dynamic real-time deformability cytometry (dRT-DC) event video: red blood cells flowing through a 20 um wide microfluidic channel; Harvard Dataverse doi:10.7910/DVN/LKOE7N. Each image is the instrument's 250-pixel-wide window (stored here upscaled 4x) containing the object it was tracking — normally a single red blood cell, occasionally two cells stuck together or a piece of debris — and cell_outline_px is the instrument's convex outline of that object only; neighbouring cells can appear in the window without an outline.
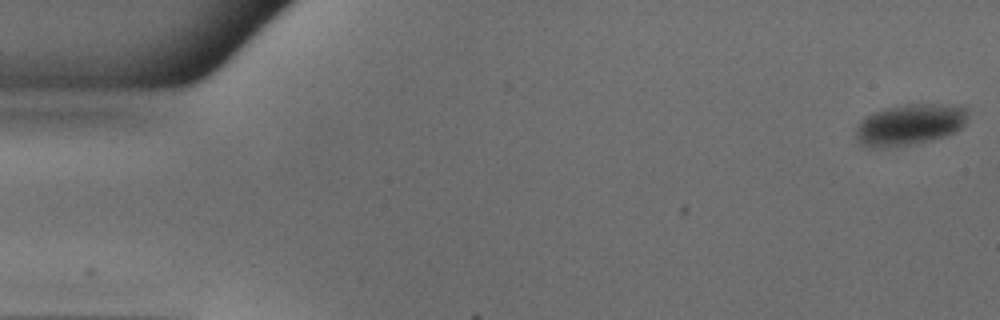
{"species": "common noctule bat (a hibernating species)", "species_latin": "Nyctalus noctula", "temperature_condition": "warm", "stored_images_in_passage": 52, "segment_of_instrument_passage": [1, 2], "camera_frame_rate_fps": 3000, "um_per_image_px": 0.085, "animal": {"sex": "male", "body_mass_g": 18.8}, "frame": {"image": 1, "passage_image": 1, "time_ms": 0.0, "image_size_px": [1000, 320], "cell_outline_px": [[968, 120], [956, 132], [932, 140], [884, 148], [872, 148], [860, 144], [856, 136], [856, 128], [860, 120], [864, 116], [872, 112], [884, 108], [904, 104], [948, 104], [968, 108]], "centroid_in_image_um": [77.32, 10.57], "position_along_channel_um": 7.7, "area_um2": 27.17}}
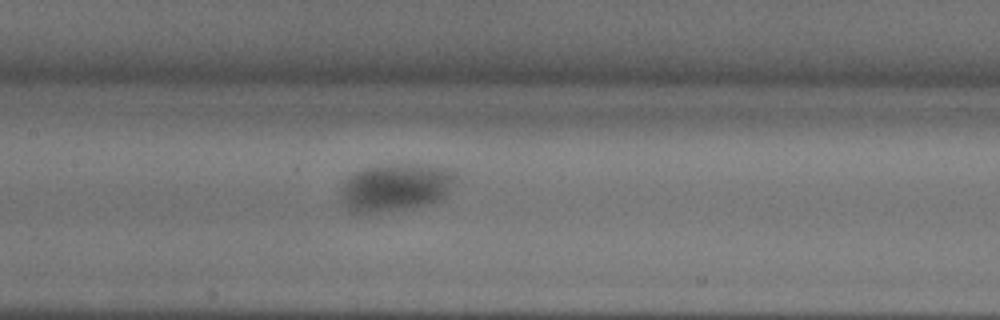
{"frame": {"image": 2, "passage_image": 24, "time_ms": 7.667, "image_size_px": [1000, 320], "cell_outline_px": [[456, 176], [448, 192], [444, 196], [428, 204], [356, 216], [348, 212], [344, 204], [344, 180], [348, 176], [364, 168], [388, 164], [416, 164], [444, 168], [452, 172]], "centroid_in_image_um": [33.57, 15.94], "position_along_channel_um": 173.8, "area_um2": 31.56}}
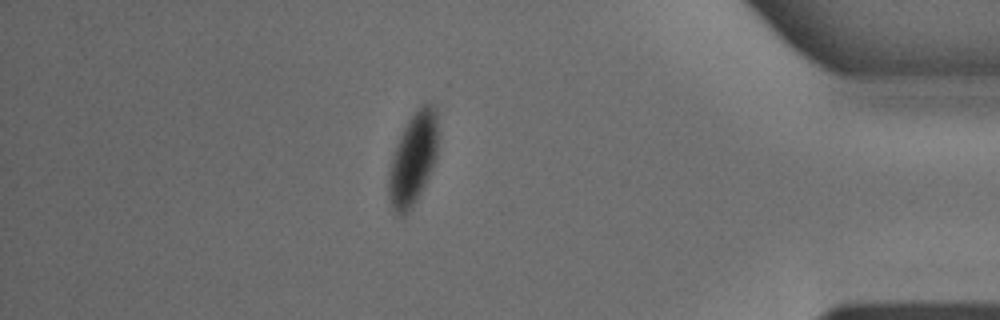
{"frame": {"image": 3, "passage_image": 44, "time_ms": 14.333, "image_size_px": [1000, 320], "cell_outline_px": [[436, 160], [416, 200], [408, 212], [404, 216], [396, 216], [388, 200], [388, 172], [392, 156], [400, 136], [412, 112], [420, 104], [432, 104], [436, 108]], "centroid_in_image_um": [35.07, 13.53], "position_along_channel_um": 400.1, "area_um2": 26.36}}